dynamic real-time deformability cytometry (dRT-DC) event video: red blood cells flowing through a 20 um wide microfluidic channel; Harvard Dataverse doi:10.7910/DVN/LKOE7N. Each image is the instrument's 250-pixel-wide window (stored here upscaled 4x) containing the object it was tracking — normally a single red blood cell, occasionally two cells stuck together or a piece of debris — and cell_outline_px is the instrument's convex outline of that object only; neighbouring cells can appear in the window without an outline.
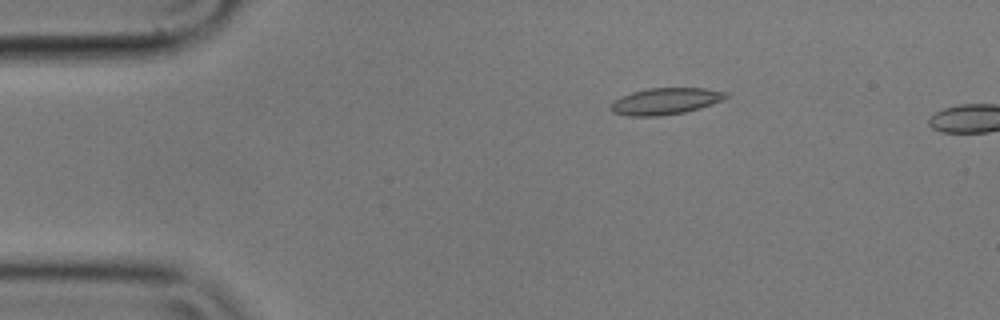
{"species": "common noctule bat (a hibernating species)", "species_latin": "Nyctalus noctula", "temperature_condition": "cold", "stored_images_in_passage": 2, "camera_frame_rate_fps": 3000, "um_per_image_px": 0.085, "animal": {"sex": "male", "body_mass_g": 17.9}, "frame": {"image": 1, "passage_image": 1, "time_ms": 0.0, "image_size_px": [1000, 320], "cell_outline_px": [[728, 96], [712, 104], [700, 108], [684, 112], [660, 116], [628, 116], [612, 112], [608, 108], [612, 100], [632, 92], [648, 88], [704, 88], [728, 92]], "centroid_in_image_um": [56.51, 8.6], "position_along_channel_um": 28.5, "area_um2": 17.92}}